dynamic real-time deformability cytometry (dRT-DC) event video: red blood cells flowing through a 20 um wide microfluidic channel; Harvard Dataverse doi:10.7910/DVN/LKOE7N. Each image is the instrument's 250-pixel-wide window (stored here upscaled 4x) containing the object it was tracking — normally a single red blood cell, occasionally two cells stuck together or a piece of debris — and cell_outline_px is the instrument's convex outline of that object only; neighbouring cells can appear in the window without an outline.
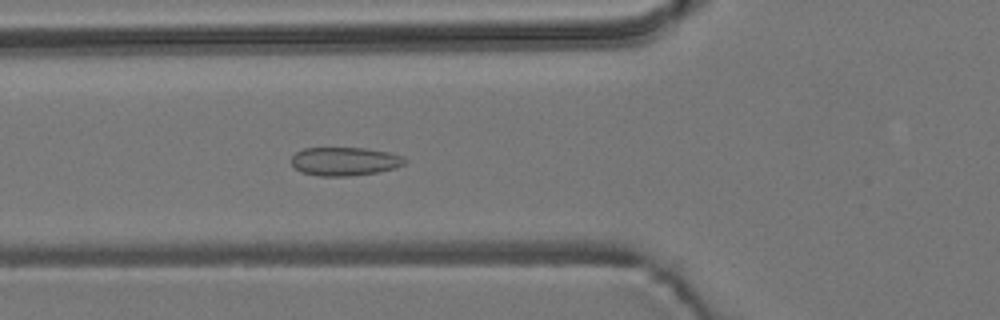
{"species": "common noctule bat (a hibernating species)", "species_latin": "Nyctalus noctula", "temperature_condition": "room temperature", "stored_images_in_passage": 6, "camera_frame_rate_fps": 3000, "um_per_image_px": 0.085, "animal": {"sex": "male", "body_mass_g": 19.2, "forearm_length_mm": 51.8}, "frame": {"image": 1, "passage_image": 6, "time_ms": 5.667, "image_size_px": [1000, 320], "cell_outline_px": [[408, 160], [404, 164], [396, 168], [376, 172], [348, 176], [320, 176], [300, 172], [292, 164], [292, 156], [296, 152], [304, 148], [364, 148], [388, 152], [400, 156]], "centroid_in_image_um": [29.29, 13.72], "position_along_channel_um": 96.5, "area_um2": 18.73}}